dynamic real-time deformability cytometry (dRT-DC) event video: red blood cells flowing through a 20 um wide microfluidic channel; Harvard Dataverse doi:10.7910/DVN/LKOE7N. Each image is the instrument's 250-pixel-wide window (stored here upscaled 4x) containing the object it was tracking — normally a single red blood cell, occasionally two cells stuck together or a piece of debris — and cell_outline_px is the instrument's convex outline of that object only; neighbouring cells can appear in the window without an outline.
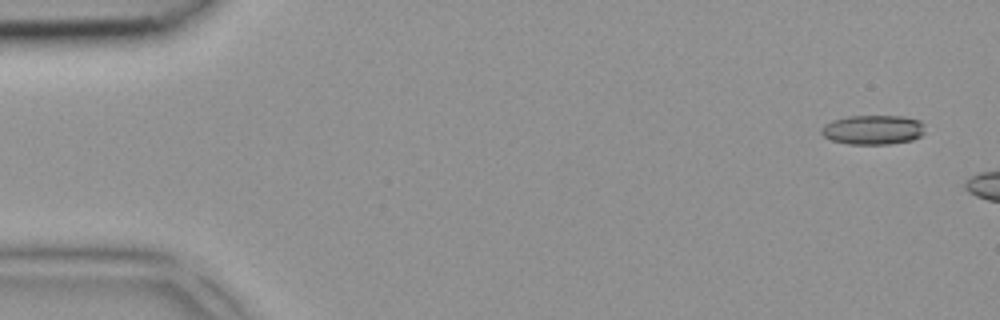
{"species": "common noctule bat (a hibernating species)", "species_latin": "Nyctalus noctula", "temperature_condition": "room temperature", "stored_images_in_passage": 2, "camera_frame_rate_fps": 3000, "um_per_image_px": 0.085, "animal": {"sex": "female", "body_mass_g": 18.4}, "frame": {"image": 1, "passage_image": 1, "time_ms": 0.0, "image_size_px": [1000, 320], "cell_outline_px": [[924, 132], [920, 136], [912, 140], [888, 144], [848, 144], [832, 140], [824, 136], [820, 132], [820, 128], [824, 124], [832, 120], [848, 116], [904, 116], [920, 120], [924, 124]], "centroid_in_image_um": [74.2, 11.02], "position_along_channel_um": 10.8, "area_um2": 17.92}}